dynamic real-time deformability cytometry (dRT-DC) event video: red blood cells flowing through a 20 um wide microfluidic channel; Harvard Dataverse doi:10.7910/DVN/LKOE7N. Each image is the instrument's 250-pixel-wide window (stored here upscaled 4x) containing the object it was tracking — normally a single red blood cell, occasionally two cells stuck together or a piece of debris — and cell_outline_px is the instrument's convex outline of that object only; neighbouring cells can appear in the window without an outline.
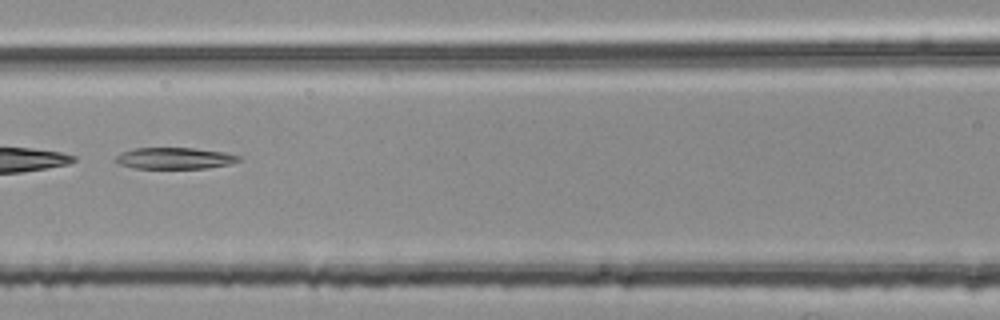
{"species": "common noctule bat (a hibernating species)", "species_latin": "Nyctalus noctula", "temperature_condition": "room temperature", "stored_images_in_passage": 34, "camera_frame_rate_fps": 3000, "um_per_image_px": 0.085, "animal": {"sex": "female", "body_mass_g": 25.1}, "frame": {"image": 1, "passage_image": 24, "time_ms": 7.667, "image_size_px": [1000, 320], "cell_outline_px": [[240, 160], [228, 164], [208, 168], [132, 168], [120, 164], [112, 160], [120, 152], [132, 148], [192, 148], [224, 152], [240, 156]], "centroid_in_image_um": [14.78, 13.45], "position_along_channel_um": 151.8, "area_um2": 15.37}}
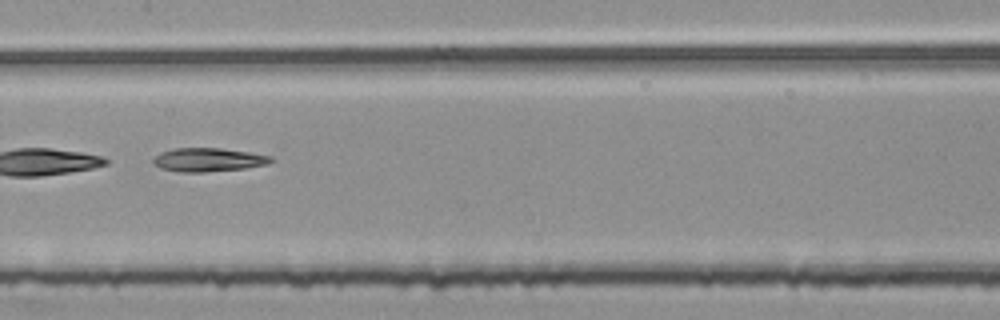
{"frame": {"image": 2, "passage_image": 27, "time_ms": 8.667, "image_size_px": [1000, 320], "cell_outline_px": [[272, 160], [268, 164], [244, 168], [204, 172], [184, 172], [160, 168], [152, 164], [152, 160], [160, 152], [172, 148], [220, 148], [248, 152], [272, 156]], "centroid_in_image_um": [17.66, 13.57], "position_along_channel_um": 189.7, "area_um2": 16.13}}